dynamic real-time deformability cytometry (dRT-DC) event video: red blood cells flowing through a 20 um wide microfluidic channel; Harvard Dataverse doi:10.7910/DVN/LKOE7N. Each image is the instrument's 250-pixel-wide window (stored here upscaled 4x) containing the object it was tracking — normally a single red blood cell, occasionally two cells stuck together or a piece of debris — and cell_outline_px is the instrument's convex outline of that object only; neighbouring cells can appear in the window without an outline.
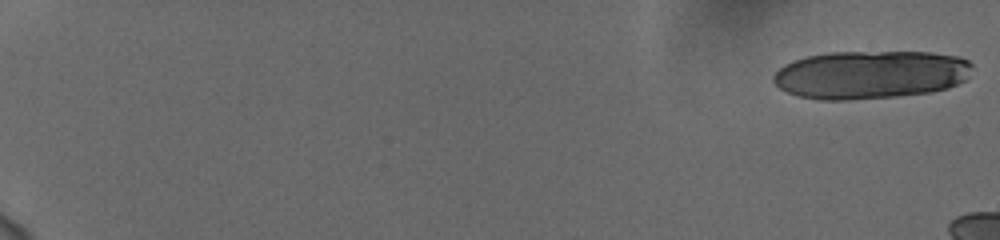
{"species": "human", "species_latin": "Homo sapiens", "temperature_condition": "cold", "stored_images_in_passage": 13, "camera_frame_rate_fps": 3000, "um_per_image_px": 0.085, "donor": {"sex": "female"}, "frame": {"image": 1, "passage_image": 1, "time_ms": 0.0, "image_size_px": [1000, 240], "cell_outline_px": [[972, 64], [964, 80], [948, 88], [932, 92], [896, 96], [848, 100], [820, 100], [800, 96], [788, 92], [780, 88], [772, 80], [772, 76], [784, 64], [808, 56], [828, 52], [928, 52], [960, 56], [968, 60]], "centroid_in_image_um": [73.98, 6.34], "position_along_channel_um": 11.0, "area_um2": 55.83}}